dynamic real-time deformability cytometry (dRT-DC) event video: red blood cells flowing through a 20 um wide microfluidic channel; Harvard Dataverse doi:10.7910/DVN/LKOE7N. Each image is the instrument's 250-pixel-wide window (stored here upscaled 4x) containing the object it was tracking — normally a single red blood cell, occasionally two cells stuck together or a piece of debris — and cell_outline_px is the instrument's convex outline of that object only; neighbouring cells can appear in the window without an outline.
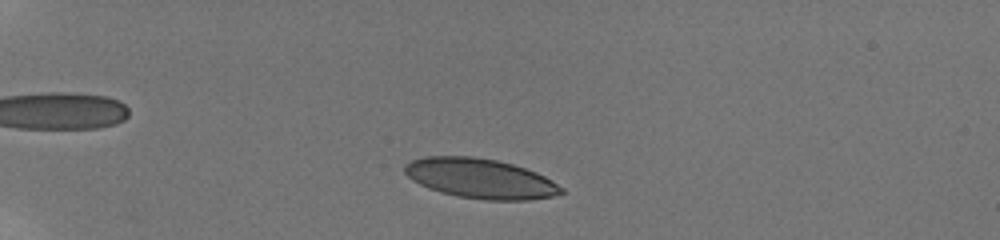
{"species": "human", "species_latin": "Homo sapiens", "temperature_condition": "room temperature", "stored_images_in_passage": 8, "camera_frame_rate_fps": 3000, "um_per_image_px": 0.085, "donor": {"sex": "male"}, "frame": {"image": 1, "passage_image": 3, "time_ms": 1.0, "image_size_px": [1000, 240], "cell_outline_px": [[564, 192], [552, 196], [528, 200], [484, 200], [460, 196], [440, 192], [428, 188], [412, 180], [404, 172], [404, 164], [412, 160], [424, 156], [472, 156], [496, 160], [512, 164], [536, 172], [552, 180], [564, 188]], "centroid_in_image_um": [40.82, 15.17], "position_along_channel_um": 44.2, "area_um2": 36.3}}
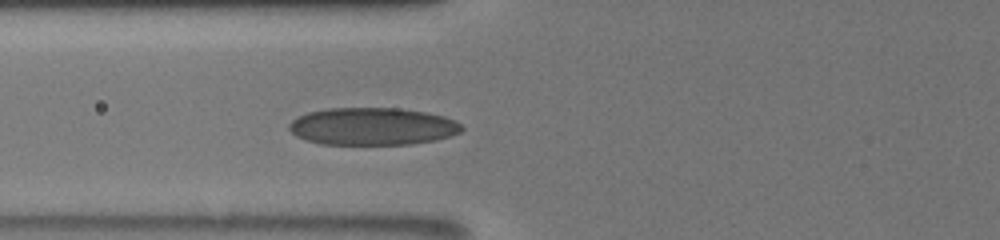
{"frame": {"image": 2, "passage_image": 8, "time_ms": 4.0, "image_size_px": [1000, 240], "cell_outline_px": [[464, 128], [460, 132], [436, 140], [412, 144], [320, 144], [296, 136], [288, 128], [288, 124], [292, 120], [308, 112], [328, 108], [396, 108], [428, 112], [444, 116], [460, 124]], "centroid_in_image_um": [31.65, 10.74], "position_along_channel_um": 94.1, "area_um2": 37.57}}